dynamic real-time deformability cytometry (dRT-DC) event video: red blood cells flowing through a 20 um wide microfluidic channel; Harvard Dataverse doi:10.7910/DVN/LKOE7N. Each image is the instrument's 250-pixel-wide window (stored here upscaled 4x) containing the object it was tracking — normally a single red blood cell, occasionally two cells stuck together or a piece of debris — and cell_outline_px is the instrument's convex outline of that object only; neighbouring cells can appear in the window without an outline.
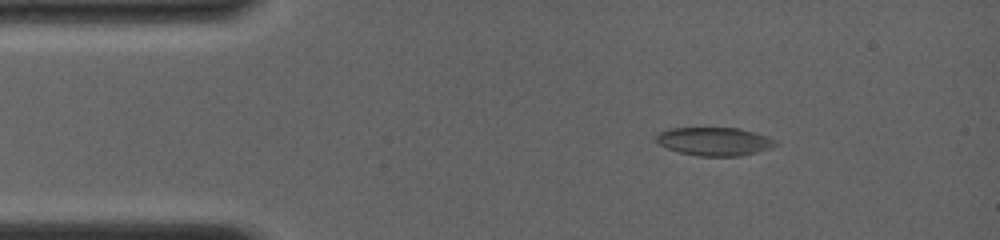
{"species": "common noctule bat (a hibernating species)", "species_latin": "Nyctalus noctula", "temperature_condition": "room temperature", "stored_images_in_passage": 6, "camera_frame_rate_fps": 4000, "um_per_image_px": 0.085, "animal": {"sex": "female", "body_mass_g": 19.0, "forearm_length_mm": 56.7}, "frame": {"image": 1, "passage_image": 2, "time_ms": 1.25, "image_size_px": [1000, 240], "cell_outline_px": [[776, 144], [768, 148], [756, 152], [740, 156], [696, 156], [680, 152], [668, 148], [660, 144], [656, 140], [656, 136], [660, 132], [668, 128], [740, 128], [768, 136], [776, 140]], "centroid_in_image_um": [60.72, 12.02], "position_along_channel_um": 24.3, "area_um2": 19.54}}
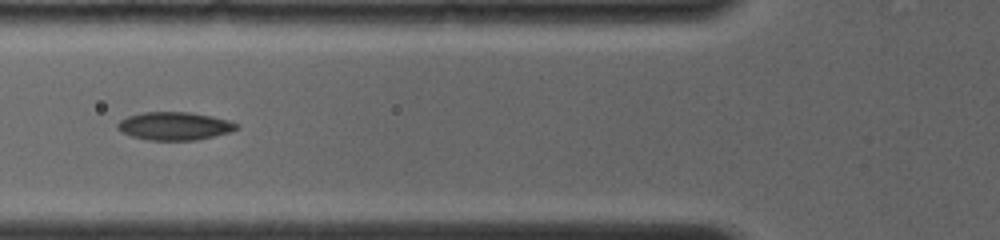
{"frame": {"image": 2, "passage_image": 5, "time_ms": 4.75, "image_size_px": [1000, 240], "cell_outline_px": [[240, 128], [232, 132], [196, 140], [148, 140], [132, 136], [120, 132], [116, 128], [116, 124], [120, 120], [128, 116], [144, 112], [188, 112], [212, 116], [228, 120], [240, 124]], "centroid_in_image_um": [14.85, 10.71], "position_along_channel_um": 110.9, "area_um2": 19.65}}
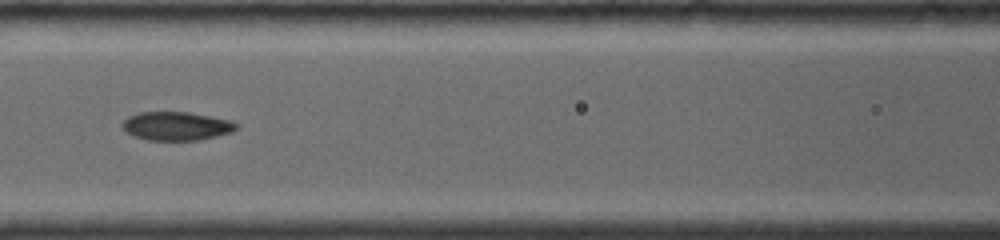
{"frame": {"image": 3, "passage_image": 6, "time_ms": 5.75, "image_size_px": [1000, 240], "cell_outline_px": [[240, 128], [232, 132], [200, 140], [148, 140], [124, 132], [120, 124], [128, 116], [140, 112], [188, 112], [212, 116], [232, 120], [240, 124]], "centroid_in_image_um": [15.03, 10.71], "position_along_channel_um": 151.6, "area_um2": 19.31}}